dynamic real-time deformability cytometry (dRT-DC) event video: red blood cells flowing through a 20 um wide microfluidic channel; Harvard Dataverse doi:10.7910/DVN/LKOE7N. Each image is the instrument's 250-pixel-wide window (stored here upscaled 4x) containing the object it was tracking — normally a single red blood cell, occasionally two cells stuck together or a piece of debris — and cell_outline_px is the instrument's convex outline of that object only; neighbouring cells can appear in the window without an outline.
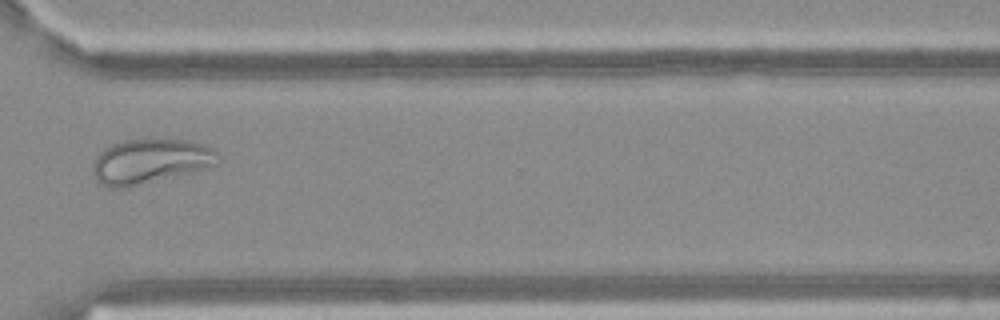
{"species": "Egyptian fruit bat (a non-hibernating species)", "species_latin": "Rousettus aegyptiacus", "temperature_condition": "warm", "stored_images_in_passage": 37, "camera_frame_rate_fps": 3000, "um_per_image_px": 0.085, "frame": {"image": 1, "passage_image": 24, "time_ms": 7.667, "image_size_px": [1000, 320], "cell_outline_px": [[224, 156], [216, 164], [192, 172], [128, 188], [112, 188], [100, 184], [96, 180], [92, 172], [92, 164], [96, 156], [104, 148], [112, 144], [124, 140], [188, 140], [204, 144], [212, 148]], "centroid_in_image_um": [12.77, 13.72], "position_along_channel_um": 357.8, "area_um2": 32.89}}
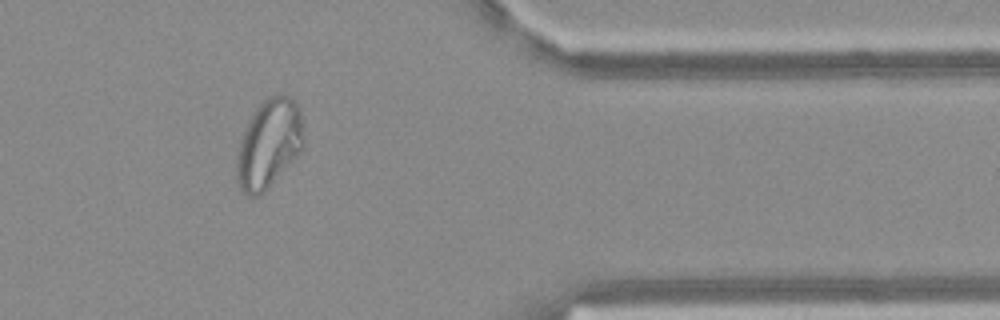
{"frame": {"image": 2, "passage_image": 28, "time_ms": 9.0, "image_size_px": [1000, 320], "cell_outline_px": [[304, 144], [300, 152], [268, 188], [260, 196], [248, 196], [236, 184], [236, 156], [240, 140], [248, 120], [252, 112], [268, 96], [280, 92], [284, 92], [296, 104], [300, 112], [304, 136]], "centroid_in_image_um": [22.83, 12.22], "position_along_channel_um": 388.6, "area_um2": 34.97}}